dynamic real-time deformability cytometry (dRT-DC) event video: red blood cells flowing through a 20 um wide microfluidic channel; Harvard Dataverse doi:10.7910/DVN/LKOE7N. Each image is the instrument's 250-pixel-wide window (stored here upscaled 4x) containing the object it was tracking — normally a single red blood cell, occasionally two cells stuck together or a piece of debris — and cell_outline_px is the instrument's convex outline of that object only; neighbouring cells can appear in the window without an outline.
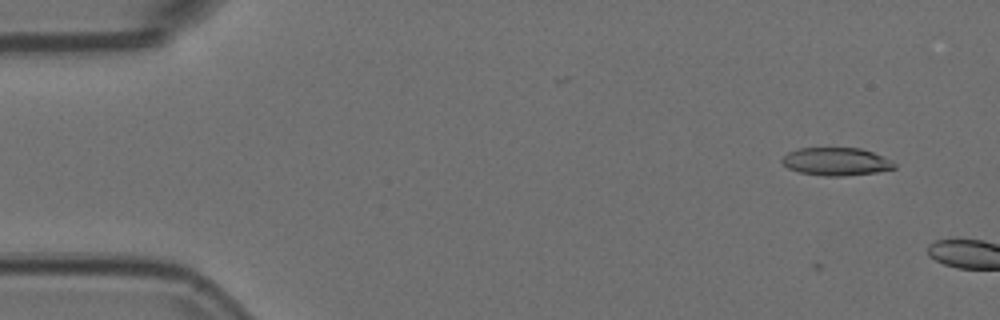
{"species": "Egyptian fruit bat (a non-hibernating species)", "species_latin": "Rousettus aegyptiacus", "temperature_condition": "room temperature", "stored_images_in_passage": 9, "camera_frame_rate_fps": 3000, "um_per_image_px": 0.085, "animal": {"sex": "female"}, "frame": {"image": 1, "passage_image": 6, "time_ms": 1.667, "image_size_px": [1000, 320], "cell_outline_px": [[896, 168], [876, 172], [840, 176], [824, 176], [800, 172], [788, 168], [780, 160], [788, 152], [800, 148], [860, 148], [872, 152], [892, 160], [896, 164]], "centroid_in_image_um": [71.08, 13.73], "position_along_channel_um": 13.9, "area_um2": 18.15}}